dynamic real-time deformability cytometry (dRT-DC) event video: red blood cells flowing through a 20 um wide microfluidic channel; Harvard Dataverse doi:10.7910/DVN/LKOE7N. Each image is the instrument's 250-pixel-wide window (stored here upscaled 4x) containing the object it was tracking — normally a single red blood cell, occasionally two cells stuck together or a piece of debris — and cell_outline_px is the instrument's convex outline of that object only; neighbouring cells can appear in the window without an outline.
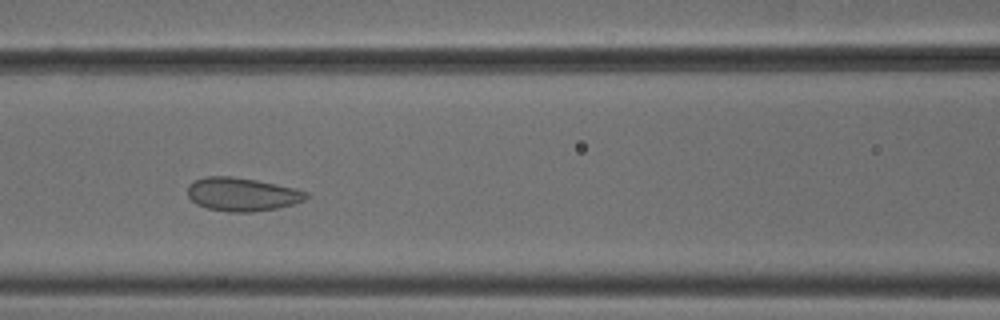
{"species": "common noctule bat (a hibernating species)", "species_latin": "Nyctalus noctula", "temperature_condition": "cold", "stored_images_in_passage": 45, "camera_frame_rate_fps": 3000, "um_per_image_px": 0.085, "animal": {"sex": "male", "body_mass_g": 18.8}, "frame": {"image": 1, "passage_image": 16, "time_ms": 5.0, "image_size_px": [1000, 320], "cell_outline_px": [[308, 196], [304, 200], [292, 204], [276, 208], [252, 212], [228, 212], [208, 208], [196, 204], [188, 196], [188, 184], [204, 176], [232, 176], [256, 180], [296, 188], [308, 192]], "centroid_in_image_um": [20.57, 16.51], "position_along_channel_um": 146.0, "area_um2": 23.06}}
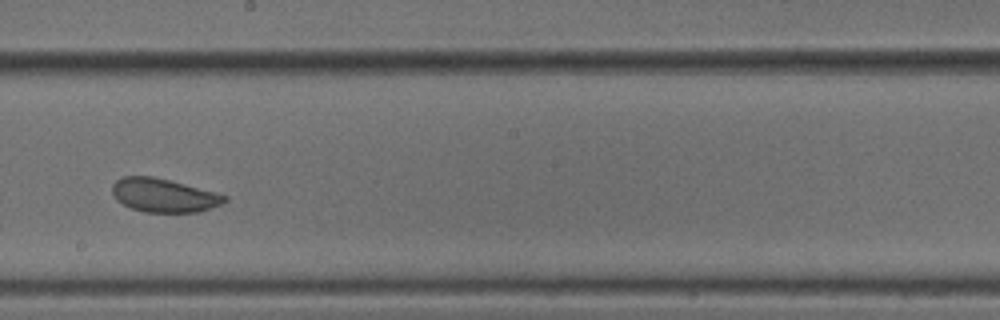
{"frame": {"image": 2, "passage_image": 23, "time_ms": 7.333, "image_size_px": [1000, 320], "cell_outline_px": [[228, 200], [220, 204], [196, 212], [144, 212], [132, 208], [116, 200], [112, 192], [112, 184], [116, 180], [124, 176], [152, 176], [184, 184], [228, 196]], "centroid_in_image_um": [13.88, 16.6], "position_along_channel_um": 234.3, "area_um2": 21.68}}
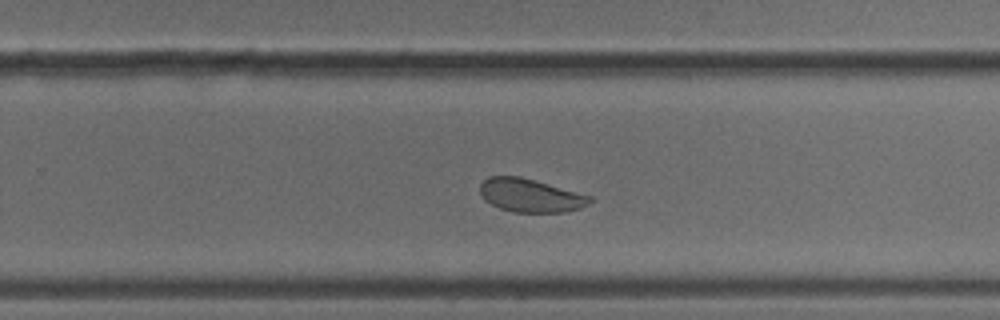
{"frame": {"image": 3, "passage_image": 27, "time_ms": 8.667, "image_size_px": [1000, 320], "cell_outline_px": [[596, 200], [580, 208], [564, 212], [512, 212], [500, 208], [484, 200], [480, 192], [480, 184], [488, 176], [520, 176], [592, 196]], "centroid_in_image_um": [45.1, 16.61], "position_along_channel_um": 284.7, "area_um2": 21.39}, "authors_computed_cell_mechanics": {"area_um2": 23.9292, "velocity_mm_per_s": 3.7933, "shape_relaxation_time_tau1_ms": null, "shape_relaxation_time_tau2_ms": 0.6888, "deformation_change_tau1": null, "deformation_change_tau2": 0.0463}}